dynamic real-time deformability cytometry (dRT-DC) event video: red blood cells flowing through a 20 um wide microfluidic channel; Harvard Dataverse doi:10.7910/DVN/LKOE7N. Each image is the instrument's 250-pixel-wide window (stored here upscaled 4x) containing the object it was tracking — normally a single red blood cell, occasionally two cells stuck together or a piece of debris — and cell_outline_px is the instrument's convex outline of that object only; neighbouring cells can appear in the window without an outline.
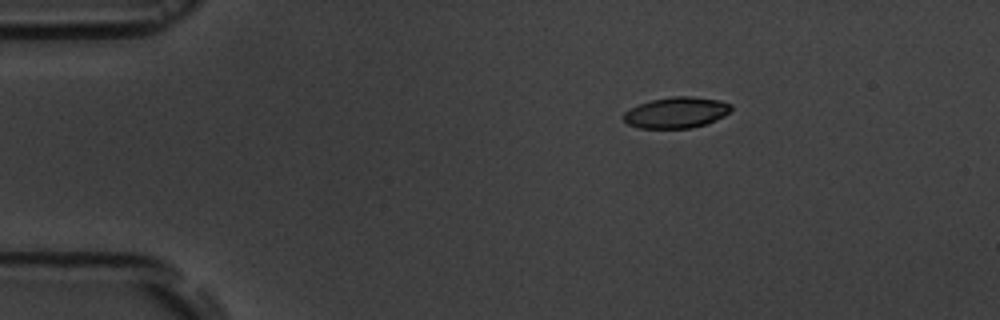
{"species": "common noctule bat (a hibernating species)", "species_latin": "Nyctalus noctula", "temperature_condition": "room temperature", "stored_images_in_passage": 3, "camera_frame_rate_fps": 3000, "um_per_image_px": 0.085, "animal": {"sex": "male", "body_mass_g": 19.5, "forearm_length_mm": 54.6}, "frame": {"image": 1, "passage_image": 1, "time_ms": 0.0, "image_size_px": [1000, 320], "cell_outline_px": [[732, 108], [724, 116], [704, 124], [688, 128], [640, 128], [628, 124], [624, 120], [624, 112], [640, 104], [652, 100], [672, 96], [692, 96], [720, 100], [732, 104]], "centroid_in_image_um": [57.5, 9.56], "position_along_channel_um": 27.5, "area_um2": 19.19}}